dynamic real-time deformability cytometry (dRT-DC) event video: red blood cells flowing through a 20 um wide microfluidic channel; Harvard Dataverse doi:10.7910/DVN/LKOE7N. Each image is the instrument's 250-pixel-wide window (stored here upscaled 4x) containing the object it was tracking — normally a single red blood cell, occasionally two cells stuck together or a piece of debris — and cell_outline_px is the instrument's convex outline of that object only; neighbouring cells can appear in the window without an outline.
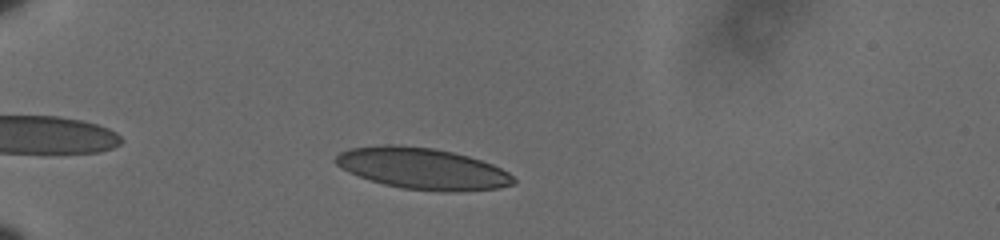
{"species": "human", "species_latin": "Homo sapiens", "temperature_condition": "cold", "stored_images_in_passage": 45, "camera_frame_rate_fps": 3000, "um_per_image_px": 0.085, "donor": {"sex": "male"}, "frame": {"image": 1, "passage_image": 7, "time_ms": 2.0, "image_size_px": [1000, 240], "cell_outline_px": [[516, 184], [496, 188], [456, 192], [444, 192], [400, 188], [368, 180], [348, 172], [336, 164], [332, 160], [340, 152], [352, 148], [380, 144], [400, 144], [432, 148], [452, 152], [468, 156], [492, 164], [508, 172], [516, 180]], "centroid_in_image_um": [35.88, 14.33], "position_along_channel_um": 49.1, "area_um2": 43.12}}
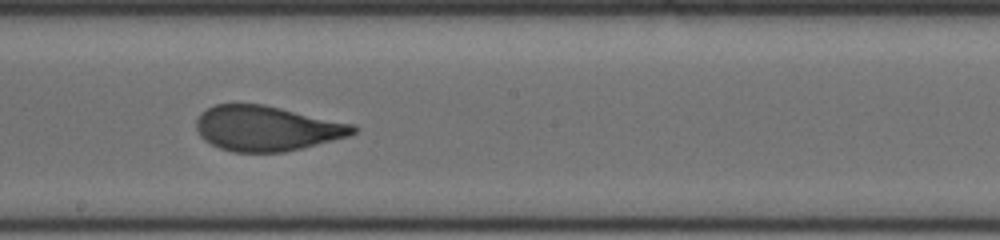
{"frame": {"image": 2, "passage_image": 25, "time_ms": 8.0, "image_size_px": [1000, 240], "cell_outline_px": [[356, 132], [348, 136], [284, 152], [232, 152], [220, 148], [204, 140], [200, 136], [196, 128], [196, 120], [200, 112], [216, 104], [264, 104], [352, 124], [356, 128]], "centroid_in_image_um": [22.61, 10.91], "position_along_channel_um": 225.6, "area_um2": 40.86}}
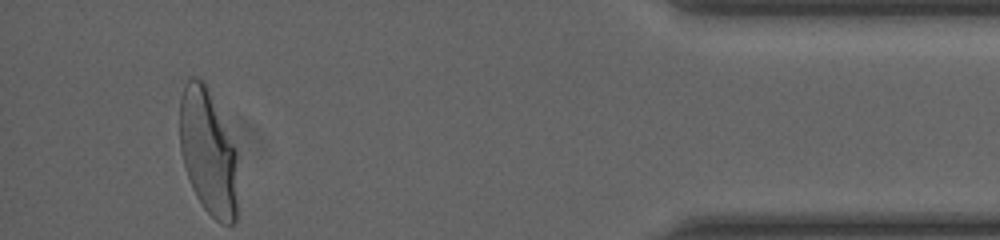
{"frame": {"image": 3, "passage_image": 45, "time_ms": 14.667, "image_size_px": [1000, 240], "cell_outline_px": [[236, 220], [232, 224], [220, 224], [204, 208], [196, 196], [192, 188], [184, 164], [180, 148], [180, 96], [184, 84], [188, 76], [196, 76], [204, 80], [236, 148]], "centroid_in_image_um": [17.67, 12.88], "position_along_channel_um": 417.5, "area_um2": 42.54}, "authors_computed_cell_mechanics": {"area_um2": 42.1362, "velocity_mm_per_s": 3.5894, "shape_relaxation_time_tau1_ms": 5.8332, "shape_relaxation_time_tau2_ms": null, "deformation_change_tau1": 0.194, "deformation_change_tau2": null}}